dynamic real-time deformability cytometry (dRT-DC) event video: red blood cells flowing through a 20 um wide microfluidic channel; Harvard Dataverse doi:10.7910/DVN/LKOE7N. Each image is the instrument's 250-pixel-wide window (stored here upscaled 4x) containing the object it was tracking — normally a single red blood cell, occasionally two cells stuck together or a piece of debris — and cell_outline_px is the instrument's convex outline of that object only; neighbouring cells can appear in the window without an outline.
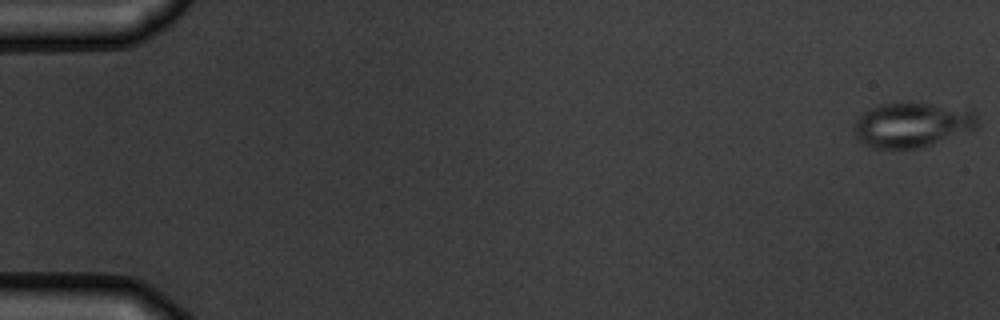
{"species": "common noctule bat (a hibernating species)", "species_latin": "Nyctalus noctula", "temperature_condition": "warm", "stored_images_in_passage": 6, "camera_frame_rate_fps": 3000, "um_per_image_px": 0.085, "animal": {"sex": "male", "body_mass_g": 19.5, "forearm_length_mm": 54.6}, "frame": {"image": 1, "passage_image": 1, "time_ms": 0.0, "image_size_px": [1000, 320], "cell_outline_px": [[976, 128], [932, 144], [916, 148], [876, 148], [864, 144], [856, 136], [856, 120], [868, 108], [880, 104], [908, 100], [972, 108], [976, 112]], "centroid_in_image_um": [77.57, 10.54], "position_along_channel_um": 7.4, "area_um2": 32.66}}